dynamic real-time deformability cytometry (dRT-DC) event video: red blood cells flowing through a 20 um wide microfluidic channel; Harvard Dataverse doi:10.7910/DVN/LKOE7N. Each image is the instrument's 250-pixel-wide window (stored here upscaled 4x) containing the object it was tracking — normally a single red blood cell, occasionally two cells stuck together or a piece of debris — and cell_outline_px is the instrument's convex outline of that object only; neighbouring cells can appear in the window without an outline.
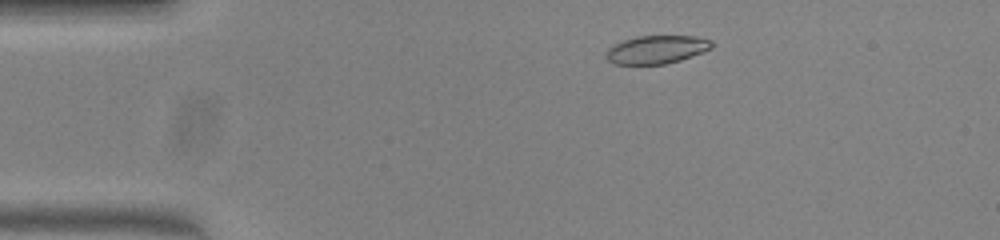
{"species": "common noctule bat (a hibernating species)", "species_latin": "Nyctalus noctula", "temperature_condition": "warm", "stored_images_in_passage": 47, "camera_frame_rate_fps": 3000, "um_per_image_px": 0.085, "animal": {"sex": "female", "body_mass_g": 23.0, "forearm_length_mm": 53.4}, "frame": {"image": 1, "passage_image": 5, "time_ms": 1.333, "image_size_px": [1000, 240], "cell_outline_px": [[712, 48], [704, 52], [680, 60], [664, 64], [616, 64], [608, 60], [604, 56], [604, 52], [612, 44], [636, 36], [696, 36], [712, 40]], "centroid_in_image_um": [55.79, 4.21], "position_along_channel_um": 29.2, "area_um2": 17.51}}
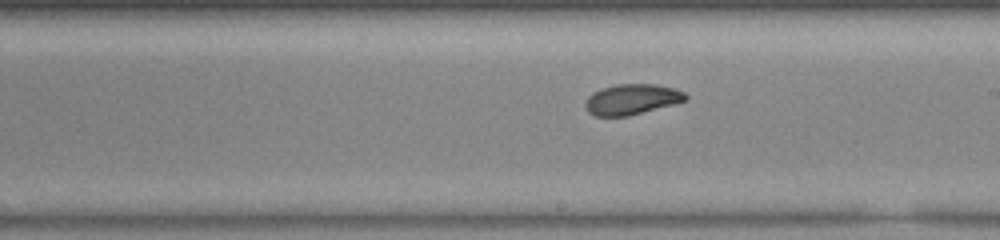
{"frame": {"image": 2, "passage_image": 25, "time_ms": 8.0, "image_size_px": [1000, 240], "cell_outline_px": [[688, 100], [676, 104], [628, 116], [596, 116], [588, 112], [584, 104], [588, 96], [592, 92], [600, 88], [616, 84], [656, 84], [672, 88], [684, 92], [688, 96]], "centroid_in_image_um": [53.7, 8.44], "position_along_channel_um": 235.3, "area_um2": 18.03}}
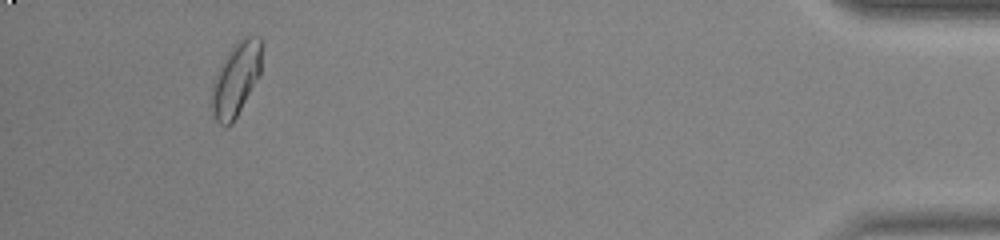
{"frame": {"image": 3, "passage_image": 44, "time_ms": 14.333, "image_size_px": [1000, 240], "cell_outline_px": [[264, 44], [260, 72], [232, 124], [220, 124], [212, 116], [208, 104], [208, 100], [212, 84], [216, 72], [220, 64], [232, 44], [236, 40], [248, 36], [260, 36]], "centroid_in_image_um": [20.01, 6.67], "position_along_channel_um": 415.2, "area_um2": 22.02}, "authors_computed_cell_mechanics": {"area_um2": 18.3226, "velocity_mm_per_s": 3.9463, "shape_relaxation_time_tau1_ms": 7.8351, "shape_relaxation_time_tau2_ms": 3.8332, "deformation_change_tau1": 0.1879, "deformation_change_tau2": 0.0704}}